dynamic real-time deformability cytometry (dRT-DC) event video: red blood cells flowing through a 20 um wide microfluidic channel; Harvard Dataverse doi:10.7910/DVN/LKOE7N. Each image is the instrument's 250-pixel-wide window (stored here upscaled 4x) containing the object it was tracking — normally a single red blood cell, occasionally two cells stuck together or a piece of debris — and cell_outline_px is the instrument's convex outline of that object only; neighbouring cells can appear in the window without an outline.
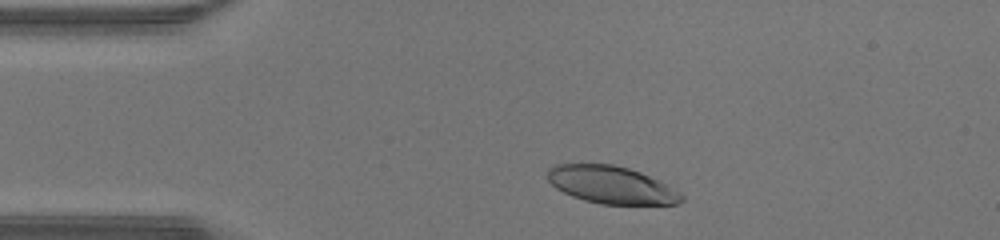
{"species": "human", "species_latin": "Homo sapiens", "temperature_condition": "warm", "stored_images_in_passage": 34, "camera_frame_rate_fps": 3000, "um_per_image_px": 0.085, "donor": {"sex": "male"}, "frame": {"image": 1, "passage_image": 4, "time_ms": 1.0, "image_size_px": [1000, 240], "cell_outline_px": [[684, 200], [676, 204], [600, 204], [584, 200], [572, 196], [556, 188], [548, 180], [548, 168], [556, 164], [612, 164], [628, 168], [640, 172], [668, 184], [684, 196]], "centroid_in_image_um": [51.97, 15.71], "position_along_channel_um": 33.0, "area_um2": 29.19}}
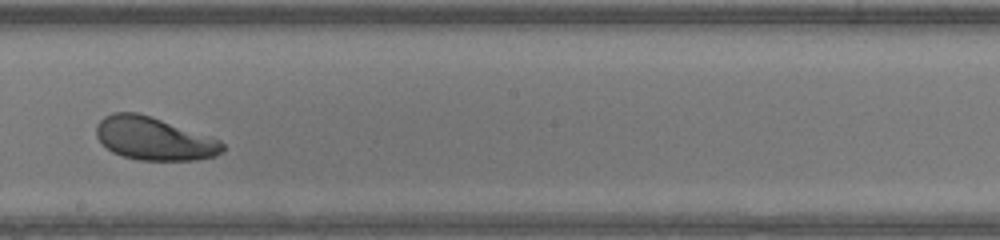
{"frame": {"image": 2, "passage_image": 21, "time_ms": 6.667, "image_size_px": [1000, 240], "cell_outline_px": [[224, 152], [216, 156], [196, 160], [140, 160], [124, 156], [112, 152], [96, 136], [96, 124], [104, 116], [112, 112], [136, 112], [152, 116], [220, 140], [224, 144]], "centroid_in_image_um": [13.1, 11.78], "position_along_channel_um": 235.1, "area_um2": 31.62}}
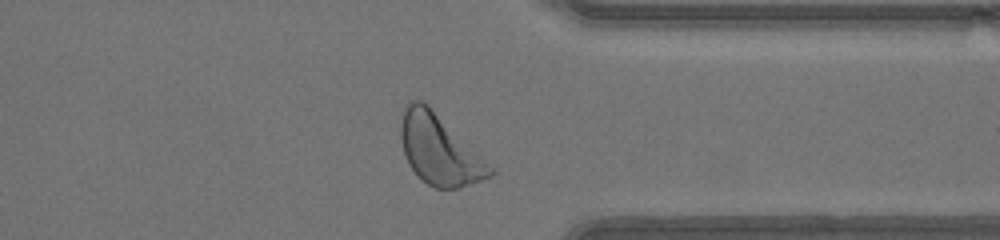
{"frame": {"image": 3, "passage_image": 31, "time_ms": 10.0, "image_size_px": [1000, 240], "cell_outline_px": [[496, 172], [492, 176], [460, 188], [436, 188], [428, 184], [408, 164], [404, 152], [400, 136], [400, 112], [404, 104], [408, 100], [424, 100], [496, 168]], "centroid_in_image_um": [37.36, 12.67], "position_along_channel_um": 374.0, "area_um2": 36.99}, "authors_computed_cell_mechanics": {"area_um2": 32.1368, "velocity_mm_per_s": 4.3328, "shape_relaxation_time_tau1_ms": 2.0514, "shape_relaxation_time_tau2_ms": 10.7084, "deformation_change_tau1": 0.1254, "deformation_change_tau2": 0.2115}}